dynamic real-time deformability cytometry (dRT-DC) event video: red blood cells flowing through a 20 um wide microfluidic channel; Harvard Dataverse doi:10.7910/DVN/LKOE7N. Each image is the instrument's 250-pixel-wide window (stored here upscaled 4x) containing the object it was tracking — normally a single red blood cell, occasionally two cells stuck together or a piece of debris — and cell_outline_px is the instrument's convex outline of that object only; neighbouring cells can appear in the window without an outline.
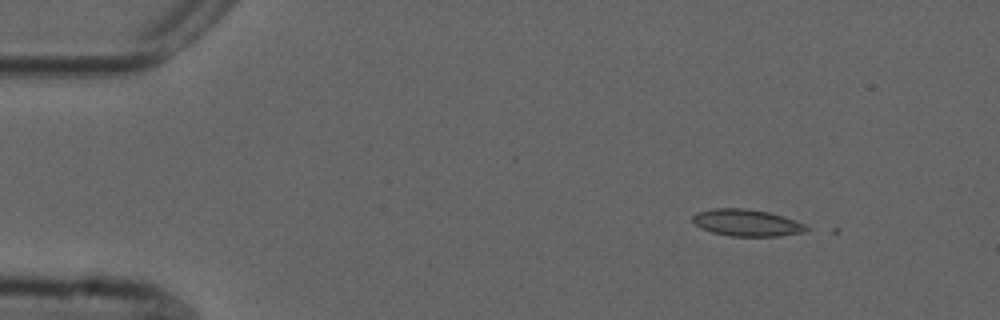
{"species": "common noctule bat (a hibernating species)", "species_latin": "Nyctalus noctula", "temperature_condition": "cold", "stored_images_in_passage": 7, "camera_frame_rate_fps": 3000, "um_per_image_px": 0.085, "animal": {"sex": "male", "forearm_length_mm": 52.5}, "frame": {"image": 1, "passage_image": 1, "time_ms": 0.0, "image_size_px": [1000, 320], "cell_outline_px": [[812, 228], [800, 232], [776, 236], [732, 236], [712, 232], [700, 228], [692, 220], [692, 216], [696, 212], [712, 208], [744, 208], [768, 212], [804, 224]], "centroid_in_image_um": [63.4, 18.93], "position_along_channel_um": 21.6, "area_um2": 17.51}}